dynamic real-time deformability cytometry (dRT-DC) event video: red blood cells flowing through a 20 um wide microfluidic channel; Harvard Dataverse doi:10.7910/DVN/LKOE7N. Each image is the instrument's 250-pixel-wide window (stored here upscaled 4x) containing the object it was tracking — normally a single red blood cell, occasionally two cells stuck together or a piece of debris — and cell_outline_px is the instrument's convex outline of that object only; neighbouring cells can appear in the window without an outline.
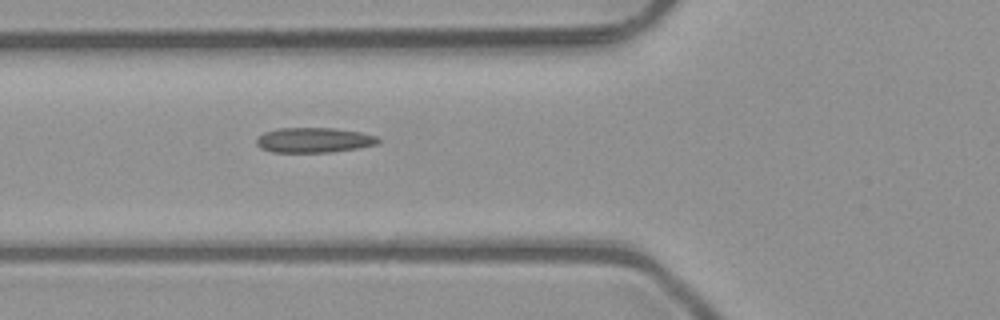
{"species": "common noctule bat (a hibernating species)", "species_latin": "Nyctalus noctula", "temperature_condition": "room temperature", "stored_images_in_passage": 2, "camera_frame_rate_fps": 3000, "um_per_image_px": 0.085, "animal": {"sex": "male", "body_mass_g": 23.1, "forearm_length_mm": 52.7}, "frame": {"image": 1, "passage_image": 2, "time_ms": 0.333, "image_size_px": [1000, 320], "cell_outline_px": [[380, 140], [376, 144], [356, 148], [332, 152], [272, 152], [260, 148], [256, 144], [256, 136], [264, 132], [276, 128], [336, 128], [360, 132], [376, 136]], "centroid_in_image_um": [26.62, 11.9], "position_along_channel_um": 99.2, "area_um2": 17.8}}